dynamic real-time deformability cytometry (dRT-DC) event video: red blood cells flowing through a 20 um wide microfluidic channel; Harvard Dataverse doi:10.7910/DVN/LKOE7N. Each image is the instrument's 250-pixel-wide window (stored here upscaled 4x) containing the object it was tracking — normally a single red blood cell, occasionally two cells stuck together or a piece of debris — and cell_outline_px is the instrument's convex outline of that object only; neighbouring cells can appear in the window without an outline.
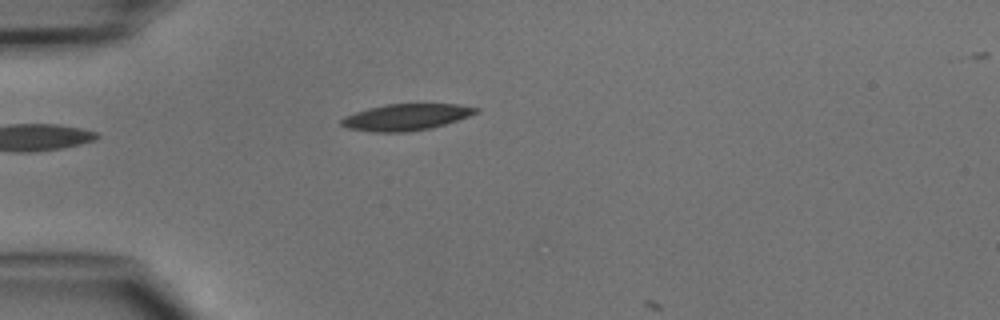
{"species": "common noctule bat (a hibernating species)", "species_latin": "Nyctalus noctula", "temperature_condition": "cold", "stored_images_in_passage": 3, "camera_frame_rate_fps": 3000, "um_per_image_px": 0.085, "animal": {"sex": "male", "body_mass_g": 15.6}, "frame": {"image": 1, "passage_image": 2, "time_ms": 1.333, "image_size_px": [1000, 320], "cell_outline_px": [[480, 112], [432, 128], [404, 132], [372, 132], [348, 128], [340, 124], [340, 120], [344, 116], [368, 108], [384, 104], [460, 104], [480, 108]], "centroid_in_image_um": [34.52, 9.95], "position_along_channel_um": 50.5, "area_um2": 20.75}}